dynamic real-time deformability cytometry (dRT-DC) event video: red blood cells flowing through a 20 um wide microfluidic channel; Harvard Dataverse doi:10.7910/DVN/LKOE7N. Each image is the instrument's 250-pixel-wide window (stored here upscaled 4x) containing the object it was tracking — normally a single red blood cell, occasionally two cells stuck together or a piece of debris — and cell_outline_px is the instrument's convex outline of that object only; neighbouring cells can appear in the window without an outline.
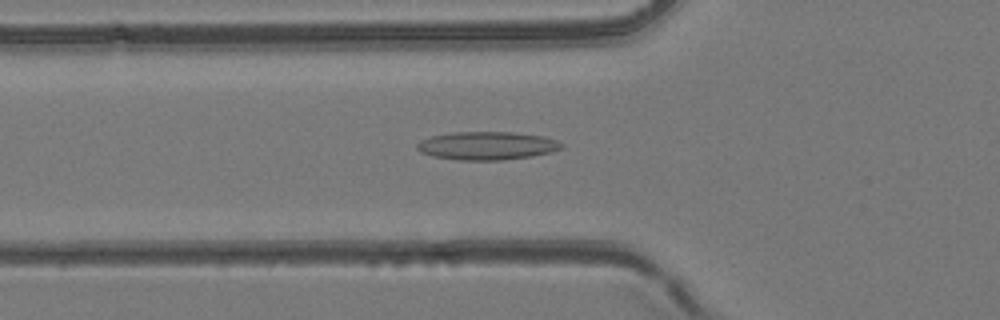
{"species": "common noctule bat (a hibernating species)", "species_latin": "Nyctalus noctula", "temperature_condition": "room temperature", "stored_images_in_passage": 50, "camera_frame_rate_fps": 3000, "um_per_image_px": 0.085, "animal": {"sex": "female", "body_mass_g": 24.6, "forearm_length_mm": 56.2}, "frame": {"image": 1, "passage_image": 18, "time_ms": 5.667, "image_size_px": [1000, 320], "cell_outline_px": [[564, 144], [560, 148], [552, 152], [532, 156], [504, 160], [460, 160], [432, 156], [420, 152], [416, 148], [416, 144], [420, 140], [432, 136], [456, 132], [512, 132], [540, 136], [556, 140]], "centroid_in_image_um": [41.37, 12.39], "position_along_channel_um": 84.4, "area_um2": 23.64}}
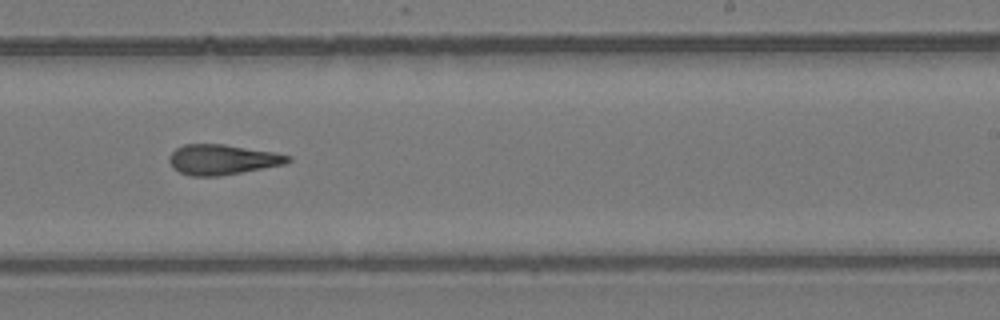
{"frame": {"image": 2, "passage_image": 31, "time_ms": 10.0, "image_size_px": [1000, 320], "cell_outline_px": [[292, 160], [284, 164], [220, 176], [192, 176], [180, 172], [172, 168], [168, 160], [172, 152], [176, 148], [184, 144], [224, 144], [272, 152], [292, 156]], "centroid_in_image_um": [18.87, 13.56], "position_along_channel_um": 270.1, "area_um2": 20.75}}
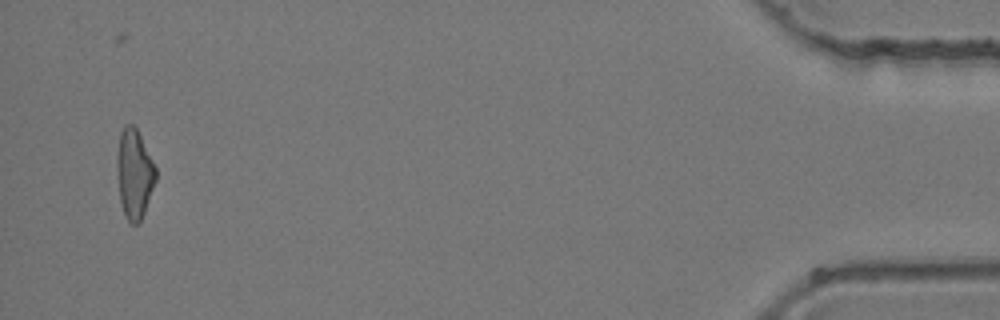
{"frame": {"image": 3, "passage_image": 48, "time_ms": 15.667, "image_size_px": [1000, 320], "cell_outline_px": [[156, 180], [144, 212], [140, 220], [136, 224], [132, 224], [124, 216], [120, 200], [116, 164], [116, 160], [120, 132], [128, 124], [132, 124], [136, 128], [156, 168]], "centroid_in_image_um": [11.4, 14.79], "position_along_channel_um": 423.8, "area_um2": 19.88}}